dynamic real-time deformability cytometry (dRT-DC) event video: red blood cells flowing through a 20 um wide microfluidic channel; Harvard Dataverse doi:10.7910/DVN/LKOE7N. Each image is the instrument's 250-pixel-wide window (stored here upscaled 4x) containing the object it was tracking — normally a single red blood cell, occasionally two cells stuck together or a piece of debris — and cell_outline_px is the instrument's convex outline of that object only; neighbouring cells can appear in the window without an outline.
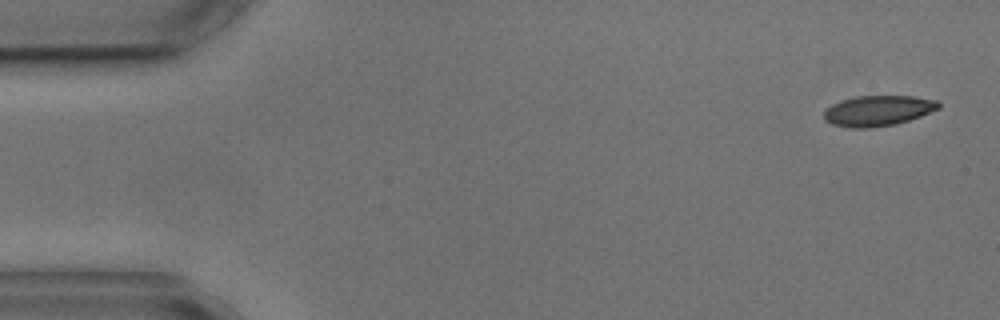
{"species": "common noctule bat (a hibernating species)", "species_latin": "Nyctalus noctula", "temperature_condition": "cold", "stored_images_in_passage": 9, "camera_frame_rate_fps": 3000, "um_per_image_px": 0.085, "animal": {"sex": "male", "body_mass_g": 17.9, "forearm_length_mm": 54.2}, "frame": {"image": 1, "passage_image": 1, "time_ms": 0.0, "image_size_px": [1000, 320], "cell_outline_px": [[940, 108], [920, 116], [896, 124], [864, 128], [852, 128], [832, 124], [824, 120], [824, 112], [832, 104], [840, 100], [856, 96], [912, 96], [936, 100], [940, 104]], "centroid_in_image_um": [74.61, 9.4], "position_along_channel_um": 10.4, "area_um2": 20.23}}
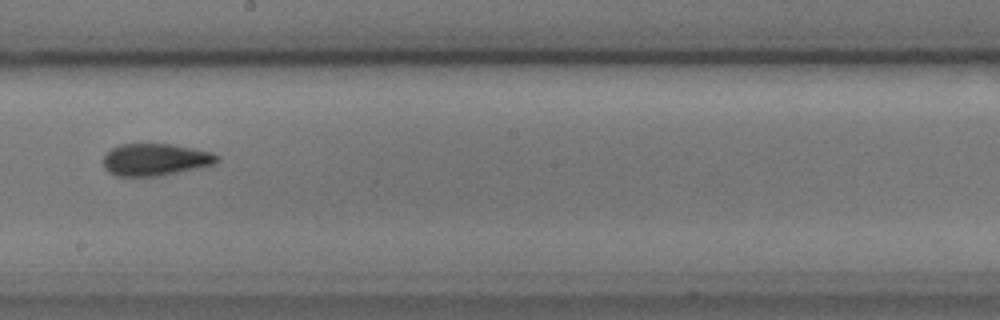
{"frame": {"image": 2, "passage_image": 8, "time_ms": 9.333, "image_size_px": [1000, 320], "cell_outline_px": [[220, 160], [216, 164], [160, 176], [116, 176], [108, 172], [104, 168], [104, 156], [112, 148], [120, 144], [172, 144], [212, 152], [220, 156]], "centroid_in_image_um": [13.23, 13.57], "position_along_channel_um": 235.0, "area_um2": 21.39}}
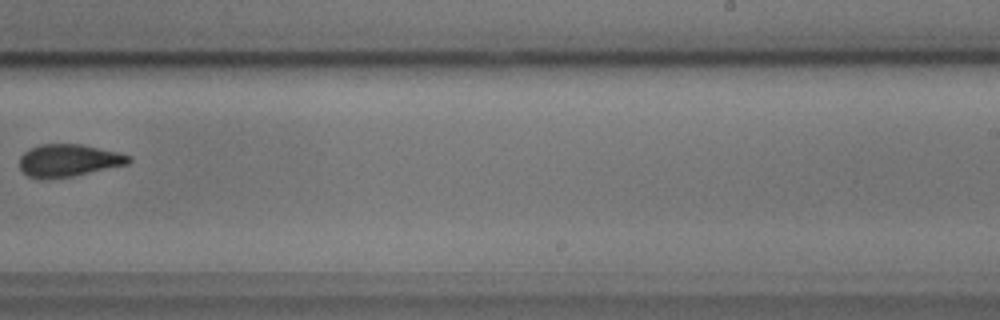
{"frame": {"image": 3, "passage_image": 9, "time_ms": 10.667, "image_size_px": [1000, 320], "cell_outline_px": [[132, 160], [128, 164], [72, 176], [28, 176], [20, 168], [20, 156], [24, 152], [40, 144], [80, 144], [120, 152], [132, 156]], "centroid_in_image_um": [5.9, 13.59], "position_along_channel_um": 283.1, "area_um2": 20.06}}